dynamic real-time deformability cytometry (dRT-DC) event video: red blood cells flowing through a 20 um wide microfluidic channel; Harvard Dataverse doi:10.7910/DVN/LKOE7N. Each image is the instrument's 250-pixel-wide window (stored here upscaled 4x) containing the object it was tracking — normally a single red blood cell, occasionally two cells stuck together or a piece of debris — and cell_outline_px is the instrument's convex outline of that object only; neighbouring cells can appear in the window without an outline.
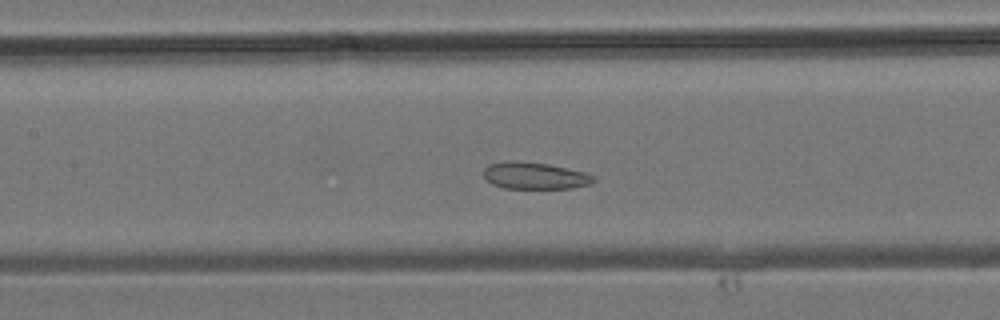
{"species": "common noctule bat (a hibernating species)", "species_latin": "Nyctalus noctula", "temperature_condition": "room temperature", "stored_images_in_passage": 27, "camera_frame_rate_fps": 3000, "um_per_image_px": 0.085, "animal": {"sex": "male", "body_mass_g": 19.2, "forearm_length_mm": 51.8}, "frame": {"image": 1, "passage_image": 6, "time_ms": 1.667, "image_size_px": [1000, 320], "cell_outline_px": [[596, 180], [592, 184], [572, 188], [504, 188], [492, 184], [484, 176], [484, 168], [488, 164], [508, 160], [512, 160], [548, 164], [584, 172], [596, 176]], "centroid_in_image_um": [45.47, 14.93], "position_along_channel_um": 161.9, "area_um2": 17.28}}
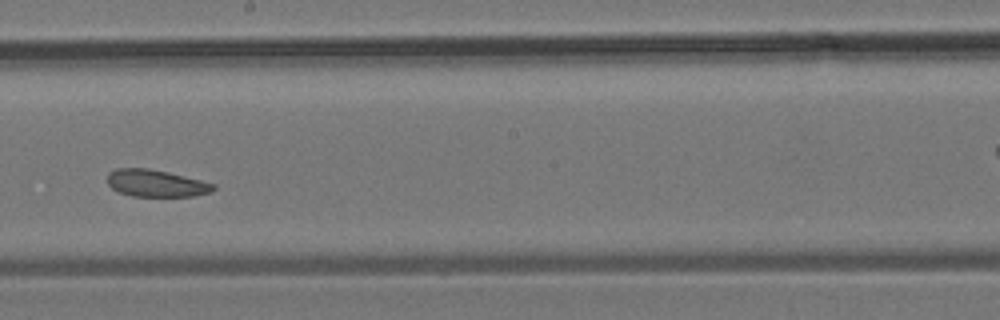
{"frame": {"image": 2, "passage_image": 10, "time_ms": 3.0, "image_size_px": [1000, 320], "cell_outline_px": [[216, 188], [212, 192], [192, 196], [132, 196], [120, 192], [112, 188], [108, 184], [108, 172], [116, 168], [148, 168], [168, 172], [216, 184]], "centroid_in_image_um": [13.27, 15.57], "position_along_channel_um": 234.9, "area_um2": 16.7}}
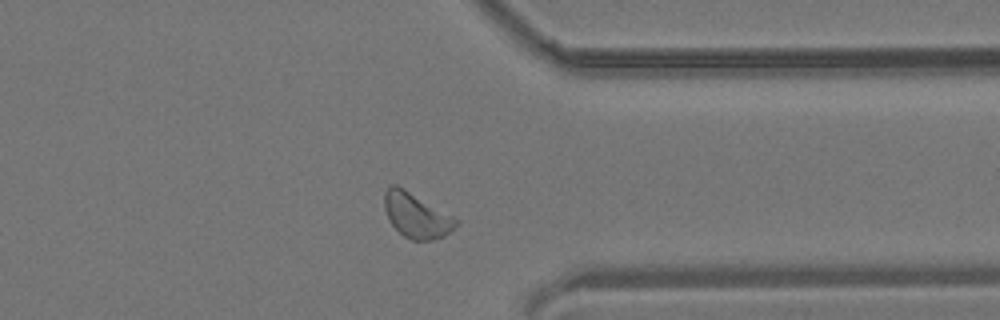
{"frame": {"image": 3, "passage_image": 18, "time_ms": 5.667, "image_size_px": [1000, 320], "cell_outline_px": [[460, 224], [444, 236], [432, 240], [412, 240], [404, 236], [392, 224], [384, 208], [384, 192], [388, 184], [396, 184], [404, 188], [460, 220]], "centroid_in_image_um": [35.4, 18.29], "position_along_channel_um": 376.0, "area_um2": 18.73}}